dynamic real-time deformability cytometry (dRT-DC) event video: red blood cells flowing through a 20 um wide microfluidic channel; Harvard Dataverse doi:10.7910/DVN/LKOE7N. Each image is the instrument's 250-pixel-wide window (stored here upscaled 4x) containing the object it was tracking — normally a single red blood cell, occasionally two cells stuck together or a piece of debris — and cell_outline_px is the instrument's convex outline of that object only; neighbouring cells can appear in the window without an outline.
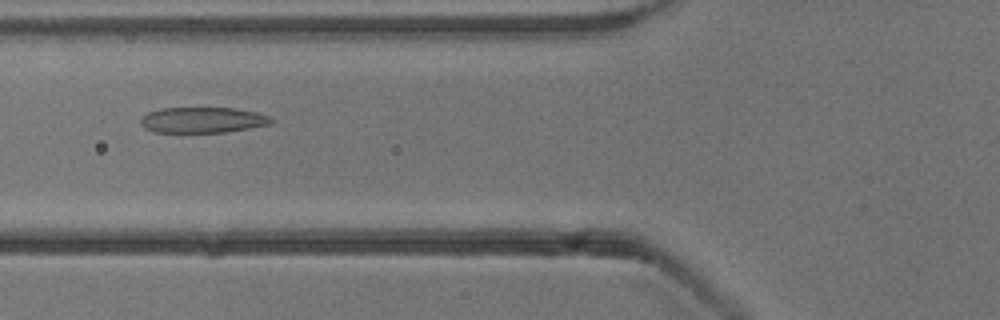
{"species": "common noctule bat (a hibernating species)", "species_latin": "Nyctalus noctula", "temperature_condition": "cold", "stored_images_in_passage": 5, "camera_frame_rate_fps": 3000, "um_per_image_px": 0.085, "animal": {"sex": "male", "body_mass_g": 13.3}, "frame": {"image": 1, "passage_image": 3, "time_ms": 2.333, "image_size_px": [1000, 320], "cell_outline_px": [[276, 120], [272, 124], [224, 132], [152, 132], [144, 128], [140, 124], [140, 120], [148, 112], [160, 108], [236, 108], [256, 112], [272, 116]], "centroid_in_image_um": [17.26, 10.2], "position_along_channel_um": 108.5, "area_um2": 19.71}}
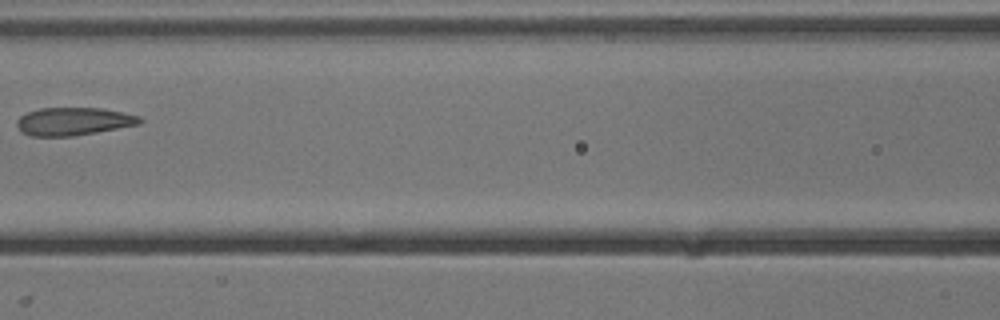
{"frame": {"image": 2, "passage_image": 4, "time_ms": 3.667, "image_size_px": [1000, 320], "cell_outline_px": [[144, 120], [140, 124], [96, 132], [72, 136], [32, 136], [20, 132], [16, 124], [16, 120], [20, 116], [28, 112], [40, 108], [100, 108], [140, 116]], "centroid_in_image_um": [6.22, 10.32], "position_along_channel_um": 160.4, "area_um2": 19.94}}
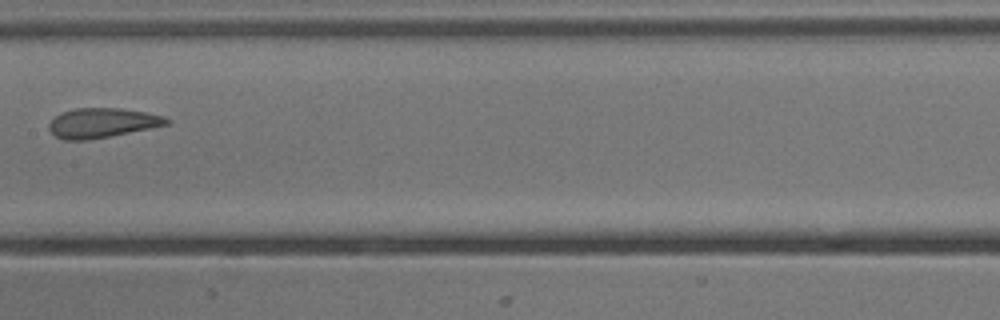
{"frame": {"image": 3, "passage_image": 5, "time_ms": 4.667, "image_size_px": [1000, 320], "cell_outline_px": [[172, 120], [168, 124], [88, 140], [64, 140], [56, 136], [48, 128], [48, 124], [60, 112], [76, 108], [120, 108], [144, 112], [164, 116]], "centroid_in_image_um": [8.65, 10.43], "position_along_channel_um": 198.7, "area_um2": 20.06}}